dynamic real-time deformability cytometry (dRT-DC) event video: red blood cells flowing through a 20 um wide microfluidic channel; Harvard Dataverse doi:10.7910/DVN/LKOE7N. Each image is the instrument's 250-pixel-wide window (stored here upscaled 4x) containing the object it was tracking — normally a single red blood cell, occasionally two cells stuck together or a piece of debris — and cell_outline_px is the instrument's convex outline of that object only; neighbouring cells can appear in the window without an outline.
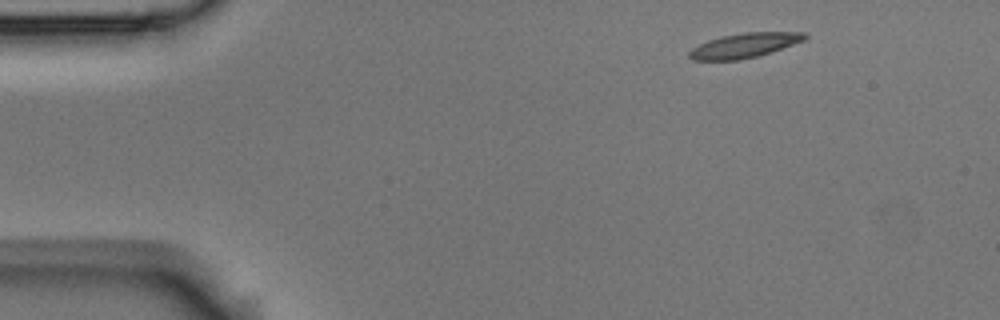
{"species": "Egyptian fruit bat (a non-hibernating species)", "species_latin": "Rousettus aegyptiacus", "temperature_condition": "room temperature", "stored_images_in_passage": 4, "camera_frame_rate_fps": 3000, "um_per_image_px": 0.085, "animal": {"sex": "male"}, "frame": {"image": 1, "passage_image": 1, "time_ms": 0.0, "image_size_px": [1000, 320], "cell_outline_px": [[808, 36], [804, 40], [772, 52], [740, 60], [692, 60], [688, 56], [688, 52], [692, 48], [708, 40], [720, 36], [744, 32], [808, 32]], "centroid_in_image_um": [63.28, 3.85], "position_along_channel_um": 21.7, "area_um2": 16.65}}
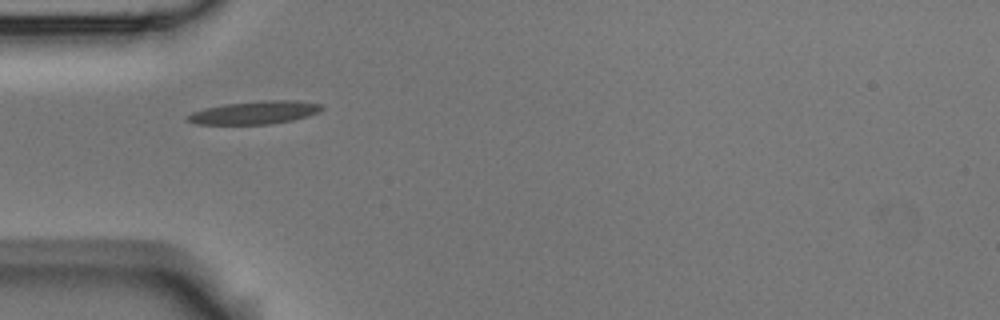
{"frame": {"image": 2, "passage_image": 4, "time_ms": 1.0, "image_size_px": [1000, 320], "cell_outline_px": [[324, 108], [320, 112], [308, 116], [292, 120], [268, 124], [196, 124], [184, 120], [184, 116], [192, 112], [204, 108], [224, 104], [260, 100], [300, 100], [320, 104]], "centroid_in_image_um": [21.62, 9.56], "position_along_channel_um": 63.4, "area_um2": 18.26}}